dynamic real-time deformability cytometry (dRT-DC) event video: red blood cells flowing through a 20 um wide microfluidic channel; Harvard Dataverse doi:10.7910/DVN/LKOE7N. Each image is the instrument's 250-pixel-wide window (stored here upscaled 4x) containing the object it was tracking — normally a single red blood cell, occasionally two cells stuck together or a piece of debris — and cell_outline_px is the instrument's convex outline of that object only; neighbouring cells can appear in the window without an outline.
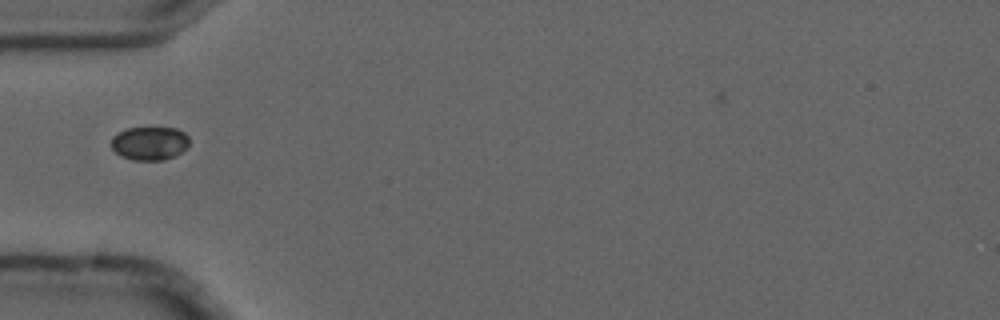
{"species": "common noctule bat (a hibernating species)", "species_latin": "Nyctalus noctula", "temperature_condition": "cold", "stored_images_in_passage": 7, "camera_frame_rate_fps": 3000, "um_per_image_px": 0.085, "animal": {"sex": "male", "forearm_length_mm": 52.5}, "frame": {"image": 1, "passage_image": 1, "time_ms": 0.0, "image_size_px": [1000, 320], "cell_outline_px": [[188, 148], [176, 156], [164, 160], [132, 160], [120, 156], [112, 148], [112, 136], [128, 128], [176, 128], [184, 132], [188, 136]], "centroid_in_image_um": [12.74, 12.19], "position_along_channel_um": 72.3, "area_um2": 15.32}}
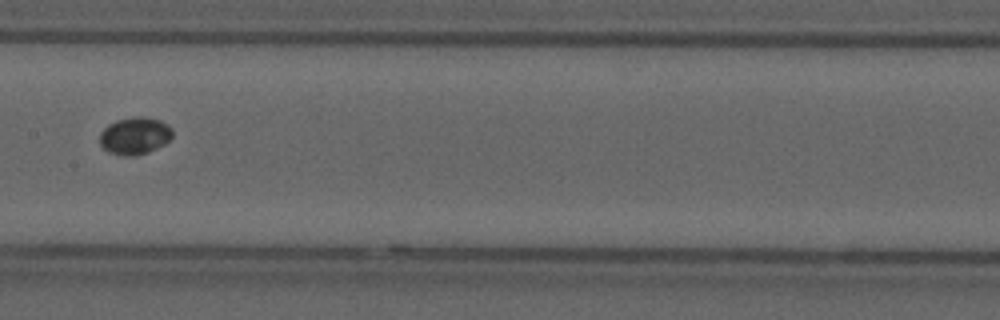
{"frame": {"image": 2, "passage_image": 4, "time_ms": 1.0, "image_size_px": [1000, 320], "cell_outline_px": [[172, 136], [164, 144], [148, 152], [136, 156], [120, 156], [108, 152], [100, 144], [100, 132], [108, 124], [116, 120], [136, 116], [144, 116], [160, 120], [172, 128]], "centroid_in_image_um": [11.44, 11.54], "position_along_channel_um": 196.0, "area_um2": 15.9}}
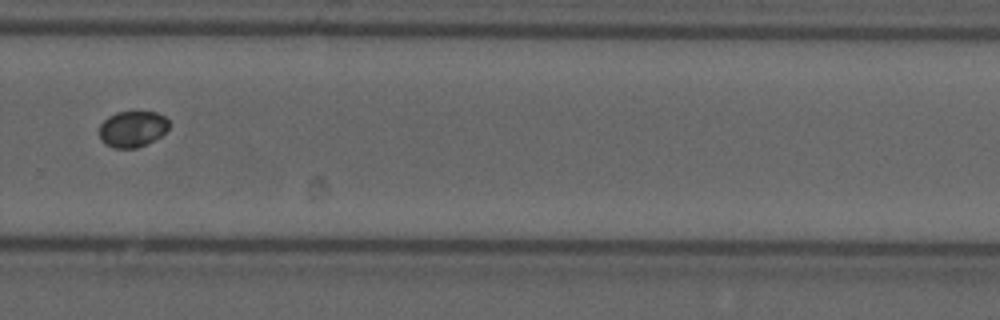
{"frame": {"image": 3, "passage_image": 7, "time_ms": 2.0, "image_size_px": [1000, 320], "cell_outline_px": [[168, 128], [160, 136], [136, 148], [112, 148], [104, 144], [100, 140], [100, 124], [108, 116], [116, 112], [156, 112], [164, 116], [168, 120]], "centroid_in_image_um": [11.22, 10.96], "position_along_channel_um": 318.6, "area_um2": 14.57}}